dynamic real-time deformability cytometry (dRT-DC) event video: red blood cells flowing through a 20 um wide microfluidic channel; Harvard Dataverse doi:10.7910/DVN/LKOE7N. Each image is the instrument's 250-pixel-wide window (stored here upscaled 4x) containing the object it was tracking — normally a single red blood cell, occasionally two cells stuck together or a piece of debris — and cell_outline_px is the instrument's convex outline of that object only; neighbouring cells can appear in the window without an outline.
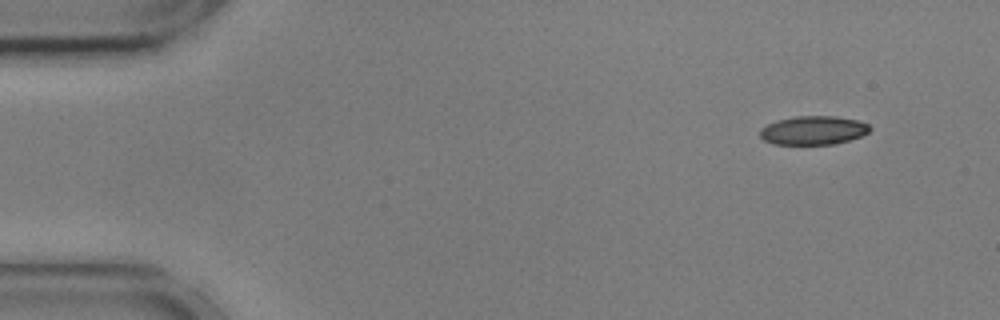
{"species": "common noctule bat (a hibernating species)", "species_latin": "Nyctalus noctula", "temperature_condition": "cold", "stored_images_in_passage": 52, "camera_frame_rate_fps": 3000, "um_per_image_px": 0.085, "animal": {"sex": "male", "body_mass_g": 17.9, "forearm_length_mm": 54.2}, "frame": {"image": 1, "passage_image": 1, "time_ms": 0.0, "image_size_px": [1000, 320], "cell_outline_px": [[872, 128], [868, 132], [860, 136], [836, 144], [772, 144], [764, 140], [760, 136], [760, 128], [776, 120], [796, 116], [836, 116], [860, 120], [868, 124]], "centroid_in_image_um": [69.13, 11.07], "position_along_channel_um": 15.9, "area_um2": 18.5}}
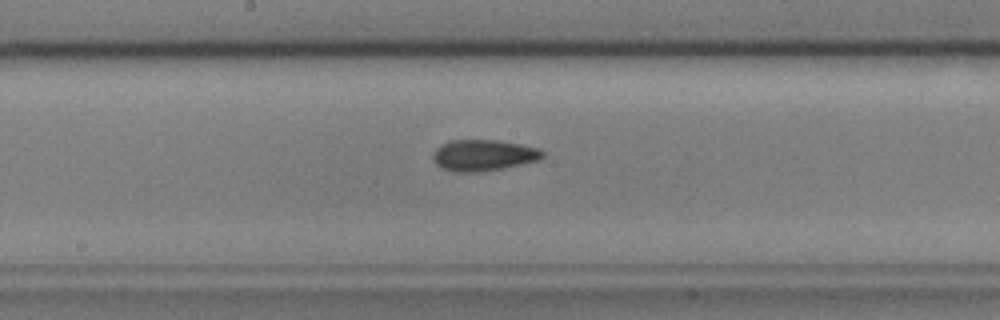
{"frame": {"image": 2, "passage_image": 25, "time_ms": 8.0, "image_size_px": [1000, 320], "cell_outline_px": [[544, 156], [540, 160], [504, 168], [480, 172], [452, 172], [436, 164], [432, 160], [432, 156], [436, 148], [440, 144], [448, 140], [500, 140], [540, 148], [544, 152]], "centroid_in_image_um": [41.09, 13.19], "position_along_channel_um": 207.1, "area_um2": 20.23}}
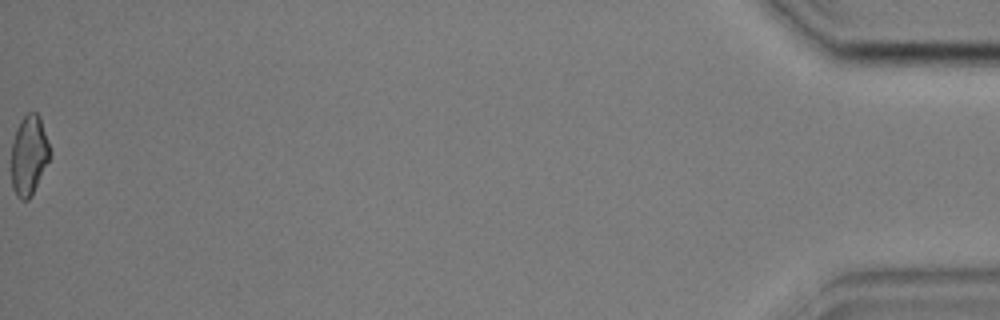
{"frame": {"image": 3, "passage_image": 52, "time_ms": 17.0, "image_size_px": [1000, 320], "cell_outline_px": [[48, 160], [28, 200], [20, 200], [16, 196], [12, 188], [12, 144], [16, 128], [20, 120], [28, 112], [36, 112], [40, 116], [48, 144]], "centroid_in_image_um": [2.42, 13.17], "position_along_channel_um": 432.8, "area_um2": 17.34}, "authors_computed_cell_mechanics": {"area_um2": 19.1029, "velocity_mm_per_s": 3.6066, "shape_relaxation_time_tau1_ms": 5.5088, "shape_relaxation_time_tau2_ms": 2.5714, "deformation_change_tau1": 0.1506, "deformation_change_tau2": 0.1036}}